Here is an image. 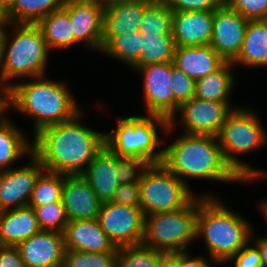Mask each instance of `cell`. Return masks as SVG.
Returning <instances> with one entry per match:
<instances>
[{"label": "cell", "instance_id": "1", "mask_svg": "<svg viewBox=\"0 0 267 267\" xmlns=\"http://www.w3.org/2000/svg\"><path fill=\"white\" fill-rule=\"evenodd\" d=\"M83 116L80 111L72 119L43 128L34 135L33 155L46 171L82 175L105 146V133L80 123Z\"/></svg>", "mask_w": 267, "mask_h": 267}, {"label": "cell", "instance_id": "2", "mask_svg": "<svg viewBox=\"0 0 267 267\" xmlns=\"http://www.w3.org/2000/svg\"><path fill=\"white\" fill-rule=\"evenodd\" d=\"M14 82L7 91L8 111L14 109L30 116L34 122V135L43 128L72 119L82 108L77 105L68 84L45 79Z\"/></svg>", "mask_w": 267, "mask_h": 267}, {"label": "cell", "instance_id": "3", "mask_svg": "<svg viewBox=\"0 0 267 267\" xmlns=\"http://www.w3.org/2000/svg\"><path fill=\"white\" fill-rule=\"evenodd\" d=\"M162 164L188 186L186 178L244 182L226 163L217 137L211 135L183 133L163 148Z\"/></svg>", "mask_w": 267, "mask_h": 267}, {"label": "cell", "instance_id": "4", "mask_svg": "<svg viewBox=\"0 0 267 267\" xmlns=\"http://www.w3.org/2000/svg\"><path fill=\"white\" fill-rule=\"evenodd\" d=\"M252 229L246 218L214 195H199L196 238L203 237L215 267L225 264L251 240Z\"/></svg>", "mask_w": 267, "mask_h": 267}, {"label": "cell", "instance_id": "5", "mask_svg": "<svg viewBox=\"0 0 267 267\" xmlns=\"http://www.w3.org/2000/svg\"><path fill=\"white\" fill-rule=\"evenodd\" d=\"M10 27L14 34L11 36L10 31H6L0 58V86L6 91L13 86L11 80L46 75L50 56L37 24L10 23Z\"/></svg>", "mask_w": 267, "mask_h": 267}, {"label": "cell", "instance_id": "6", "mask_svg": "<svg viewBox=\"0 0 267 267\" xmlns=\"http://www.w3.org/2000/svg\"><path fill=\"white\" fill-rule=\"evenodd\" d=\"M246 107L234 108L227 116L217 139L226 163L244 181L250 183L266 178L267 172L258 170L238 157L267 144V131L260 118ZM238 155V157L236 156Z\"/></svg>", "mask_w": 267, "mask_h": 267}, {"label": "cell", "instance_id": "7", "mask_svg": "<svg viewBox=\"0 0 267 267\" xmlns=\"http://www.w3.org/2000/svg\"><path fill=\"white\" fill-rule=\"evenodd\" d=\"M117 127L110 132H105V145L116 155L135 157L148 164L162 163L163 148L162 139L157 128L163 134L169 125V121L160 115L145 114L129 115L118 118ZM160 149V150H159Z\"/></svg>", "mask_w": 267, "mask_h": 267}, {"label": "cell", "instance_id": "8", "mask_svg": "<svg viewBox=\"0 0 267 267\" xmlns=\"http://www.w3.org/2000/svg\"><path fill=\"white\" fill-rule=\"evenodd\" d=\"M199 195L186 207L145 216L142 245L166 254L187 252L196 238Z\"/></svg>", "mask_w": 267, "mask_h": 267}, {"label": "cell", "instance_id": "9", "mask_svg": "<svg viewBox=\"0 0 267 267\" xmlns=\"http://www.w3.org/2000/svg\"><path fill=\"white\" fill-rule=\"evenodd\" d=\"M140 206L144 216L186 207L199 193H193L162 163L148 164L140 180Z\"/></svg>", "mask_w": 267, "mask_h": 267}, {"label": "cell", "instance_id": "10", "mask_svg": "<svg viewBox=\"0 0 267 267\" xmlns=\"http://www.w3.org/2000/svg\"><path fill=\"white\" fill-rule=\"evenodd\" d=\"M231 103H220L202 100L193 97L188 102L181 104L169 120L165 134L174 132L177 124V115L180 116L179 125L183 126L184 133L189 135H211L217 137L228 114L237 106ZM176 115V116H175Z\"/></svg>", "mask_w": 267, "mask_h": 267}, {"label": "cell", "instance_id": "11", "mask_svg": "<svg viewBox=\"0 0 267 267\" xmlns=\"http://www.w3.org/2000/svg\"><path fill=\"white\" fill-rule=\"evenodd\" d=\"M144 219L141 207L103 202L97 220L111 242L117 247L142 243Z\"/></svg>", "mask_w": 267, "mask_h": 267}, {"label": "cell", "instance_id": "12", "mask_svg": "<svg viewBox=\"0 0 267 267\" xmlns=\"http://www.w3.org/2000/svg\"><path fill=\"white\" fill-rule=\"evenodd\" d=\"M136 72L143 77V98L146 114L160 115L168 121L174 116L172 62L140 66Z\"/></svg>", "mask_w": 267, "mask_h": 267}, {"label": "cell", "instance_id": "13", "mask_svg": "<svg viewBox=\"0 0 267 267\" xmlns=\"http://www.w3.org/2000/svg\"><path fill=\"white\" fill-rule=\"evenodd\" d=\"M63 9L72 21L74 45L83 43L101 52L104 5L99 0H65Z\"/></svg>", "mask_w": 267, "mask_h": 267}, {"label": "cell", "instance_id": "14", "mask_svg": "<svg viewBox=\"0 0 267 267\" xmlns=\"http://www.w3.org/2000/svg\"><path fill=\"white\" fill-rule=\"evenodd\" d=\"M28 164L0 171V212L27 206L39 175L45 170L32 154Z\"/></svg>", "mask_w": 267, "mask_h": 267}, {"label": "cell", "instance_id": "15", "mask_svg": "<svg viewBox=\"0 0 267 267\" xmlns=\"http://www.w3.org/2000/svg\"><path fill=\"white\" fill-rule=\"evenodd\" d=\"M248 21L224 3L214 11L210 46L226 61L233 62L240 53Z\"/></svg>", "mask_w": 267, "mask_h": 267}, {"label": "cell", "instance_id": "16", "mask_svg": "<svg viewBox=\"0 0 267 267\" xmlns=\"http://www.w3.org/2000/svg\"><path fill=\"white\" fill-rule=\"evenodd\" d=\"M25 267H62L65 255L63 233L40 230L17 246Z\"/></svg>", "mask_w": 267, "mask_h": 267}, {"label": "cell", "instance_id": "17", "mask_svg": "<svg viewBox=\"0 0 267 267\" xmlns=\"http://www.w3.org/2000/svg\"><path fill=\"white\" fill-rule=\"evenodd\" d=\"M214 11H173L172 36L176 47L210 44Z\"/></svg>", "mask_w": 267, "mask_h": 267}, {"label": "cell", "instance_id": "18", "mask_svg": "<svg viewBox=\"0 0 267 267\" xmlns=\"http://www.w3.org/2000/svg\"><path fill=\"white\" fill-rule=\"evenodd\" d=\"M61 202L68 221L95 219L102 204L81 175L65 177Z\"/></svg>", "mask_w": 267, "mask_h": 267}, {"label": "cell", "instance_id": "19", "mask_svg": "<svg viewBox=\"0 0 267 267\" xmlns=\"http://www.w3.org/2000/svg\"><path fill=\"white\" fill-rule=\"evenodd\" d=\"M63 235L66 250L100 253L111 252L116 248L97 218L69 221Z\"/></svg>", "mask_w": 267, "mask_h": 267}, {"label": "cell", "instance_id": "20", "mask_svg": "<svg viewBox=\"0 0 267 267\" xmlns=\"http://www.w3.org/2000/svg\"><path fill=\"white\" fill-rule=\"evenodd\" d=\"M81 176L89 183L102 203L109 202L120 185L117 155L105 145Z\"/></svg>", "mask_w": 267, "mask_h": 267}, {"label": "cell", "instance_id": "21", "mask_svg": "<svg viewBox=\"0 0 267 267\" xmlns=\"http://www.w3.org/2000/svg\"><path fill=\"white\" fill-rule=\"evenodd\" d=\"M144 2L104 6L102 49L116 36L140 30Z\"/></svg>", "mask_w": 267, "mask_h": 267}, {"label": "cell", "instance_id": "22", "mask_svg": "<svg viewBox=\"0 0 267 267\" xmlns=\"http://www.w3.org/2000/svg\"><path fill=\"white\" fill-rule=\"evenodd\" d=\"M226 61L210 46L176 47L173 63L194 80L219 69Z\"/></svg>", "mask_w": 267, "mask_h": 267}, {"label": "cell", "instance_id": "23", "mask_svg": "<svg viewBox=\"0 0 267 267\" xmlns=\"http://www.w3.org/2000/svg\"><path fill=\"white\" fill-rule=\"evenodd\" d=\"M34 209L27 205L0 212V244L18 246L39 232Z\"/></svg>", "mask_w": 267, "mask_h": 267}, {"label": "cell", "instance_id": "24", "mask_svg": "<svg viewBox=\"0 0 267 267\" xmlns=\"http://www.w3.org/2000/svg\"><path fill=\"white\" fill-rule=\"evenodd\" d=\"M22 132L6 115L0 118V171L11 169L17 160L33 154L32 140Z\"/></svg>", "mask_w": 267, "mask_h": 267}, {"label": "cell", "instance_id": "25", "mask_svg": "<svg viewBox=\"0 0 267 267\" xmlns=\"http://www.w3.org/2000/svg\"><path fill=\"white\" fill-rule=\"evenodd\" d=\"M235 66H267V19L249 20L242 48L232 62Z\"/></svg>", "mask_w": 267, "mask_h": 267}, {"label": "cell", "instance_id": "26", "mask_svg": "<svg viewBox=\"0 0 267 267\" xmlns=\"http://www.w3.org/2000/svg\"><path fill=\"white\" fill-rule=\"evenodd\" d=\"M233 66L232 62H225L215 72L195 80L194 97L220 103H231L229 95L235 86V77L231 70Z\"/></svg>", "mask_w": 267, "mask_h": 267}, {"label": "cell", "instance_id": "27", "mask_svg": "<svg viewBox=\"0 0 267 267\" xmlns=\"http://www.w3.org/2000/svg\"><path fill=\"white\" fill-rule=\"evenodd\" d=\"M37 25L40 27L50 51L74 45L72 21L63 8L51 12Z\"/></svg>", "mask_w": 267, "mask_h": 267}, {"label": "cell", "instance_id": "28", "mask_svg": "<svg viewBox=\"0 0 267 267\" xmlns=\"http://www.w3.org/2000/svg\"><path fill=\"white\" fill-rule=\"evenodd\" d=\"M65 0H12L5 10L10 23L37 24L53 11L63 8Z\"/></svg>", "mask_w": 267, "mask_h": 267}, {"label": "cell", "instance_id": "29", "mask_svg": "<svg viewBox=\"0 0 267 267\" xmlns=\"http://www.w3.org/2000/svg\"><path fill=\"white\" fill-rule=\"evenodd\" d=\"M143 47L139 59L130 67L136 70L140 66L155 63H167L174 60L176 44L172 35L142 34Z\"/></svg>", "mask_w": 267, "mask_h": 267}, {"label": "cell", "instance_id": "30", "mask_svg": "<svg viewBox=\"0 0 267 267\" xmlns=\"http://www.w3.org/2000/svg\"><path fill=\"white\" fill-rule=\"evenodd\" d=\"M173 11L163 0L144 2V14L140 25L141 34L172 35Z\"/></svg>", "mask_w": 267, "mask_h": 267}, {"label": "cell", "instance_id": "31", "mask_svg": "<svg viewBox=\"0 0 267 267\" xmlns=\"http://www.w3.org/2000/svg\"><path fill=\"white\" fill-rule=\"evenodd\" d=\"M143 38L139 30L125 32L114 37L102 50L101 53L109 58H115L132 66L140 57L143 47Z\"/></svg>", "mask_w": 267, "mask_h": 267}, {"label": "cell", "instance_id": "32", "mask_svg": "<svg viewBox=\"0 0 267 267\" xmlns=\"http://www.w3.org/2000/svg\"><path fill=\"white\" fill-rule=\"evenodd\" d=\"M67 175L44 170L37 178L29 206H42L53 202H61L64 179Z\"/></svg>", "mask_w": 267, "mask_h": 267}, {"label": "cell", "instance_id": "33", "mask_svg": "<svg viewBox=\"0 0 267 267\" xmlns=\"http://www.w3.org/2000/svg\"><path fill=\"white\" fill-rule=\"evenodd\" d=\"M167 254L142 244L118 248L116 267H160Z\"/></svg>", "mask_w": 267, "mask_h": 267}, {"label": "cell", "instance_id": "34", "mask_svg": "<svg viewBox=\"0 0 267 267\" xmlns=\"http://www.w3.org/2000/svg\"><path fill=\"white\" fill-rule=\"evenodd\" d=\"M118 248L111 252L89 253L66 250L62 267H116Z\"/></svg>", "mask_w": 267, "mask_h": 267}, {"label": "cell", "instance_id": "35", "mask_svg": "<svg viewBox=\"0 0 267 267\" xmlns=\"http://www.w3.org/2000/svg\"><path fill=\"white\" fill-rule=\"evenodd\" d=\"M31 207L34 209L40 230L64 232L69 221L62 202Z\"/></svg>", "mask_w": 267, "mask_h": 267}, {"label": "cell", "instance_id": "36", "mask_svg": "<svg viewBox=\"0 0 267 267\" xmlns=\"http://www.w3.org/2000/svg\"><path fill=\"white\" fill-rule=\"evenodd\" d=\"M172 90L174 94V114L179 106L191 100L195 95V80L186 75L172 61Z\"/></svg>", "mask_w": 267, "mask_h": 267}, {"label": "cell", "instance_id": "37", "mask_svg": "<svg viewBox=\"0 0 267 267\" xmlns=\"http://www.w3.org/2000/svg\"><path fill=\"white\" fill-rule=\"evenodd\" d=\"M147 165L148 163L141 159L117 155L119 183H139L141 174Z\"/></svg>", "mask_w": 267, "mask_h": 267}, {"label": "cell", "instance_id": "38", "mask_svg": "<svg viewBox=\"0 0 267 267\" xmlns=\"http://www.w3.org/2000/svg\"><path fill=\"white\" fill-rule=\"evenodd\" d=\"M224 4L247 20L267 19V0H224Z\"/></svg>", "mask_w": 267, "mask_h": 267}, {"label": "cell", "instance_id": "39", "mask_svg": "<svg viewBox=\"0 0 267 267\" xmlns=\"http://www.w3.org/2000/svg\"><path fill=\"white\" fill-rule=\"evenodd\" d=\"M172 11H215L224 0H163Z\"/></svg>", "mask_w": 267, "mask_h": 267}, {"label": "cell", "instance_id": "40", "mask_svg": "<svg viewBox=\"0 0 267 267\" xmlns=\"http://www.w3.org/2000/svg\"><path fill=\"white\" fill-rule=\"evenodd\" d=\"M227 262H233L234 267H262L259 248L251 240Z\"/></svg>", "mask_w": 267, "mask_h": 267}, {"label": "cell", "instance_id": "41", "mask_svg": "<svg viewBox=\"0 0 267 267\" xmlns=\"http://www.w3.org/2000/svg\"><path fill=\"white\" fill-rule=\"evenodd\" d=\"M109 202L129 207H141L140 183L120 184Z\"/></svg>", "mask_w": 267, "mask_h": 267}, {"label": "cell", "instance_id": "42", "mask_svg": "<svg viewBox=\"0 0 267 267\" xmlns=\"http://www.w3.org/2000/svg\"><path fill=\"white\" fill-rule=\"evenodd\" d=\"M0 267H25L17 246H0Z\"/></svg>", "mask_w": 267, "mask_h": 267}, {"label": "cell", "instance_id": "43", "mask_svg": "<svg viewBox=\"0 0 267 267\" xmlns=\"http://www.w3.org/2000/svg\"><path fill=\"white\" fill-rule=\"evenodd\" d=\"M211 264L213 265L215 263L211 260L207 261L201 255L192 257L188 252H180V267H211Z\"/></svg>", "mask_w": 267, "mask_h": 267}, {"label": "cell", "instance_id": "44", "mask_svg": "<svg viewBox=\"0 0 267 267\" xmlns=\"http://www.w3.org/2000/svg\"><path fill=\"white\" fill-rule=\"evenodd\" d=\"M251 241L255 243L261 254L262 267H267V236L255 237L252 234Z\"/></svg>", "mask_w": 267, "mask_h": 267}, {"label": "cell", "instance_id": "45", "mask_svg": "<svg viewBox=\"0 0 267 267\" xmlns=\"http://www.w3.org/2000/svg\"><path fill=\"white\" fill-rule=\"evenodd\" d=\"M160 267H180V252L167 254L161 260Z\"/></svg>", "mask_w": 267, "mask_h": 267}, {"label": "cell", "instance_id": "46", "mask_svg": "<svg viewBox=\"0 0 267 267\" xmlns=\"http://www.w3.org/2000/svg\"><path fill=\"white\" fill-rule=\"evenodd\" d=\"M7 110V91L0 86V118L8 112Z\"/></svg>", "mask_w": 267, "mask_h": 267}, {"label": "cell", "instance_id": "47", "mask_svg": "<svg viewBox=\"0 0 267 267\" xmlns=\"http://www.w3.org/2000/svg\"><path fill=\"white\" fill-rule=\"evenodd\" d=\"M7 28H10V22L9 21H0V58H1L2 52H3V42H4Z\"/></svg>", "mask_w": 267, "mask_h": 267}, {"label": "cell", "instance_id": "48", "mask_svg": "<svg viewBox=\"0 0 267 267\" xmlns=\"http://www.w3.org/2000/svg\"><path fill=\"white\" fill-rule=\"evenodd\" d=\"M104 6L120 3H132V2H149L151 0H99Z\"/></svg>", "mask_w": 267, "mask_h": 267}, {"label": "cell", "instance_id": "49", "mask_svg": "<svg viewBox=\"0 0 267 267\" xmlns=\"http://www.w3.org/2000/svg\"><path fill=\"white\" fill-rule=\"evenodd\" d=\"M261 211L263 213V216H265L266 218V221H267V199L263 200L260 202V205H259Z\"/></svg>", "mask_w": 267, "mask_h": 267}, {"label": "cell", "instance_id": "50", "mask_svg": "<svg viewBox=\"0 0 267 267\" xmlns=\"http://www.w3.org/2000/svg\"><path fill=\"white\" fill-rule=\"evenodd\" d=\"M0 21H9L6 18L5 9L2 6H0Z\"/></svg>", "mask_w": 267, "mask_h": 267}, {"label": "cell", "instance_id": "51", "mask_svg": "<svg viewBox=\"0 0 267 267\" xmlns=\"http://www.w3.org/2000/svg\"><path fill=\"white\" fill-rule=\"evenodd\" d=\"M11 2L12 0H0V6H2L6 10Z\"/></svg>", "mask_w": 267, "mask_h": 267}]
</instances>
